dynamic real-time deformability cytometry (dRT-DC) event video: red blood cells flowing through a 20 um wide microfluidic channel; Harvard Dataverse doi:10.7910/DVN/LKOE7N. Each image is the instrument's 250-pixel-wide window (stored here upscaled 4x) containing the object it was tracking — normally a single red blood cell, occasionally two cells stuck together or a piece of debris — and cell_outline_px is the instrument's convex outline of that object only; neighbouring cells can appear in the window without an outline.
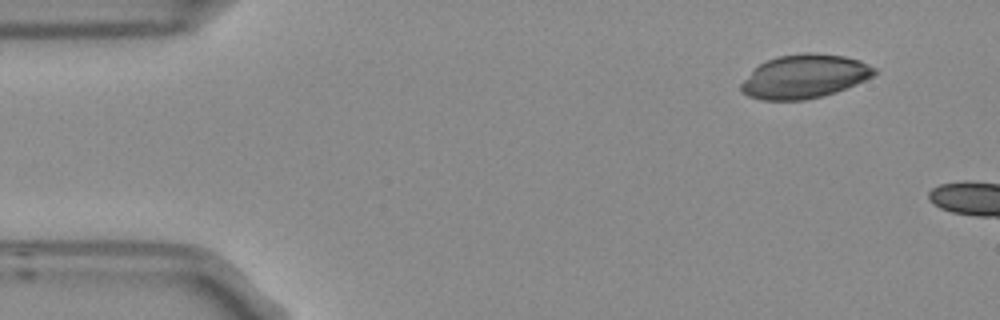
{"species": "Egyptian fruit bat (a non-hibernating species)", "species_latin": "Rousettus aegyptiacus", "temperature_condition": "room temperature", "stored_images_in_passage": 5, "camera_frame_rate_fps": 3000, "um_per_image_px": 0.085, "frame": {"image": 1, "passage_image": 5, "time_ms": 1.333, "image_size_px": [1000, 320], "cell_outline_px": [[876, 72], [872, 76], [856, 84], [836, 92], [824, 96], [804, 100], [764, 100], [748, 96], [740, 88], [740, 84], [760, 64], [776, 56], [804, 52], [816, 52], [844, 56], [860, 60], [876, 68]], "centroid_in_image_um": [68.4, 6.49], "position_along_channel_um": 16.6, "area_um2": 33.87}}